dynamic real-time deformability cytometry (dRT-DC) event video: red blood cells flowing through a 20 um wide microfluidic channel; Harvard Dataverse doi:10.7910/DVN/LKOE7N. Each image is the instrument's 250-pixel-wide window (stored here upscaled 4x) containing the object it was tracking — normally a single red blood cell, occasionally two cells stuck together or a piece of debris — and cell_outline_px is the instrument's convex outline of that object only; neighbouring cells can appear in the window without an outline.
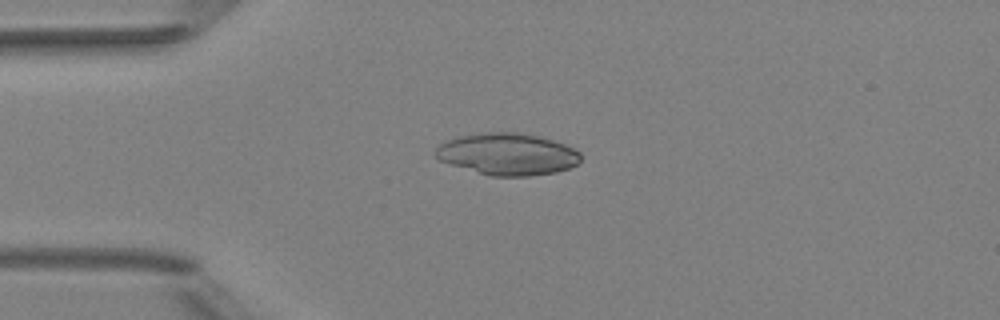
{"species": "Egyptian fruit bat (a non-hibernating species)", "species_latin": "Rousettus aegyptiacus", "temperature_condition": "room temperature", "stored_images_in_passage": 3, "camera_frame_rate_fps": 3000, "um_per_image_px": 0.085, "animal": {"sex": "female"}, "frame": {"image": 1, "passage_image": 1, "time_ms": 0.0, "image_size_px": [1000, 320], "cell_outline_px": [[580, 160], [576, 164], [568, 168], [556, 172], [528, 176], [488, 176], [440, 160], [436, 156], [436, 148], [440, 144], [448, 140], [460, 136], [484, 132], [516, 132], [536, 136], [552, 140], [564, 144], [580, 152]], "centroid_in_image_um": [43.14, 13.1], "position_along_channel_um": 41.9, "area_um2": 35.03}}
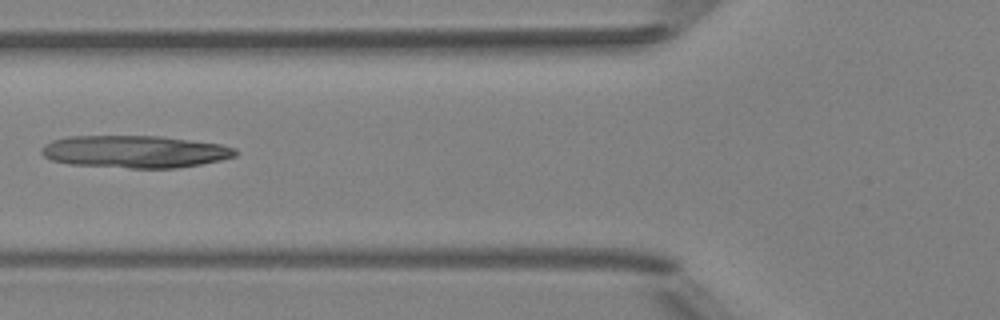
{"frame": {"image": 2, "passage_image": 3, "time_ms": 2.333, "image_size_px": [1000, 320], "cell_outline_px": [[236, 156], [220, 160], [200, 164], [176, 168], [128, 168], [68, 164], [52, 160], [44, 156], [40, 152], [40, 148], [44, 144], [52, 140], [68, 136], [160, 136], [220, 144], [236, 148]], "centroid_in_image_um": [11.42, 12.89], "position_along_channel_um": 114.4, "area_um2": 36.65}}